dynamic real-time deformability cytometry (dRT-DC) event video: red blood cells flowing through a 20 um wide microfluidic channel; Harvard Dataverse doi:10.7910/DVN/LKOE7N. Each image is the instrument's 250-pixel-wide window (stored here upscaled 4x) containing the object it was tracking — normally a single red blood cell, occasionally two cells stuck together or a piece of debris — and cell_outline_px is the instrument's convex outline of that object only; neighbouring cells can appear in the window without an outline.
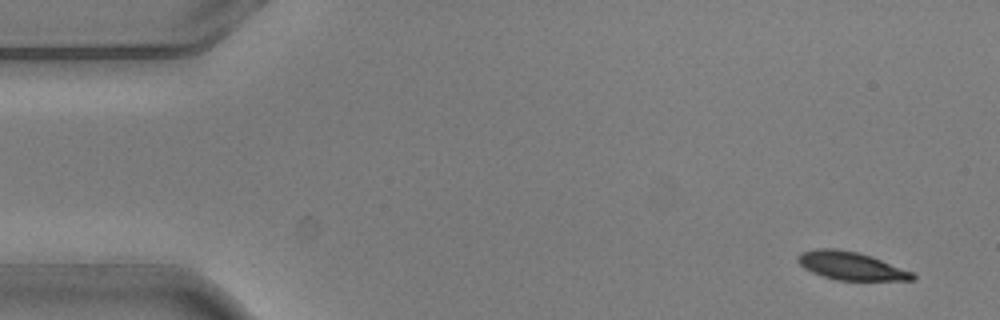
{"species": "common noctule bat (a hibernating species)", "species_latin": "Nyctalus noctula", "temperature_condition": "warm", "stored_images_in_passage": 5, "camera_frame_rate_fps": 3000, "um_per_image_px": 0.085, "animal": {"sex": "male", "body_mass_g": 20.5, "forearm_length_mm": 52.5}, "frame": {"image": 1, "passage_image": 1, "time_ms": 0.0, "image_size_px": [1000, 320], "cell_outline_px": [[916, 280], [836, 280], [812, 272], [804, 268], [796, 260], [796, 256], [800, 252], [816, 248], [836, 248], [856, 252], [872, 256], [912, 272], [916, 276]], "centroid_in_image_um": [72.29, 22.59], "position_along_channel_um": 12.7, "area_um2": 18.79}}
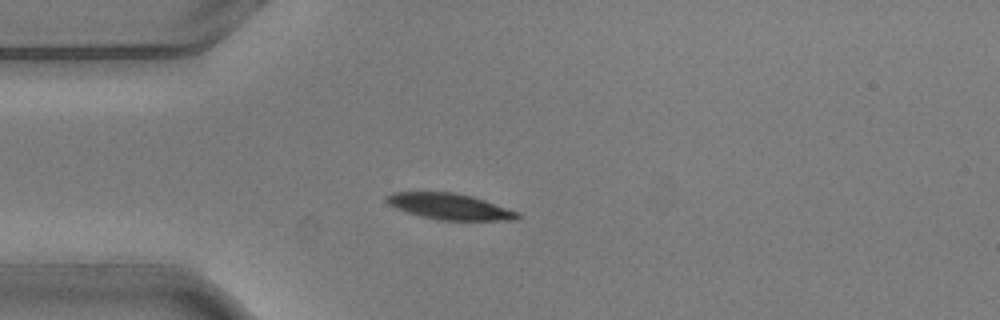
{"frame": {"image": 2, "passage_image": 4, "time_ms": 1.0, "image_size_px": [1000, 320], "cell_outline_px": [[524, 216], [516, 220], [440, 220], [420, 216], [396, 208], [388, 204], [384, 200], [384, 196], [392, 192], [452, 192], [472, 196], [520, 212]], "centroid_in_image_um": [38.24, 17.55], "position_along_channel_um": 46.8, "area_um2": 20.0}}